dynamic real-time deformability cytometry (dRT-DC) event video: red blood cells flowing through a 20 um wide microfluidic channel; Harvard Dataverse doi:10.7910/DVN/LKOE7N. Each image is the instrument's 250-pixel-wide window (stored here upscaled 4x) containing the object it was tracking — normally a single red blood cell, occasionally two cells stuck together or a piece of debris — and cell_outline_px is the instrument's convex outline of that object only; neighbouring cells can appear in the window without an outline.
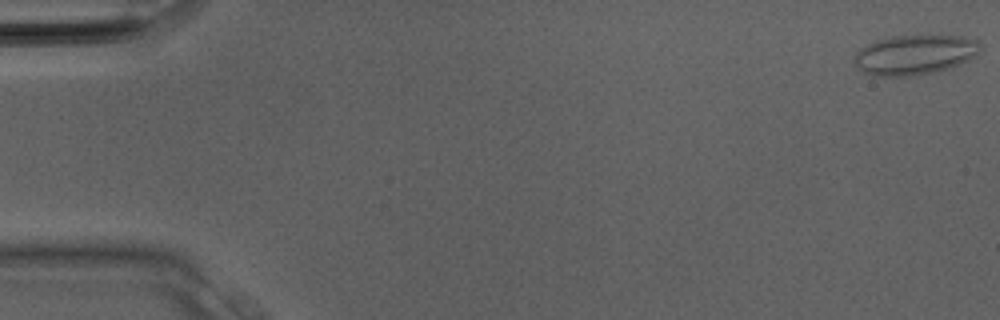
{"species": "Egyptian fruit bat (a non-hibernating species)", "species_latin": "Rousettus aegyptiacus", "temperature_condition": "room temperature", "stored_images_in_passage": 18, "camera_frame_rate_fps": 3000, "um_per_image_px": 0.085, "animal": {"sex": "male"}, "frame": {"image": 1, "passage_image": 1, "time_ms": 0.0, "image_size_px": [1000, 320], "cell_outline_px": [[980, 48], [976, 56], [952, 68], [912, 76], [872, 76], [864, 72], [852, 60], [856, 52], [860, 48], [876, 40], [892, 36], [964, 36], [976, 40], [980, 44]], "centroid_in_image_um": [77.74, 4.66], "position_along_channel_um": 7.3, "area_um2": 29.25}}
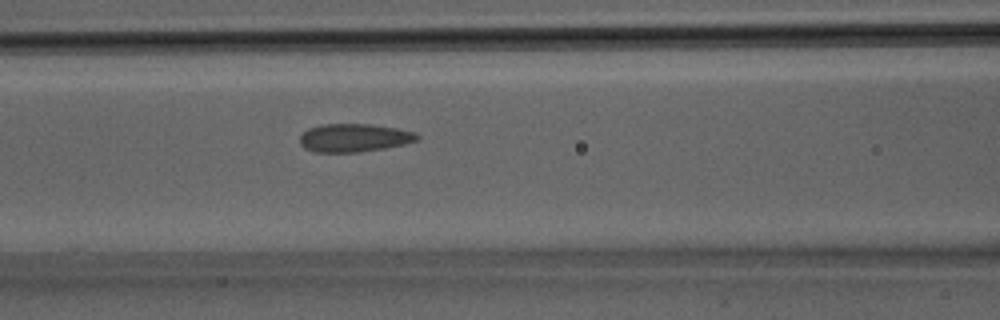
{"frame": {"image": 2, "passage_image": 14, "time_ms": 4.333, "image_size_px": [1000, 320], "cell_outline_px": [[420, 140], [404, 144], [384, 148], [360, 152], [316, 152], [304, 148], [300, 144], [300, 136], [308, 128], [320, 124], [368, 124], [396, 128], [416, 132], [420, 136]], "centroid_in_image_um": [30.11, 11.71], "position_along_channel_um": 136.5, "area_um2": 19.36}}
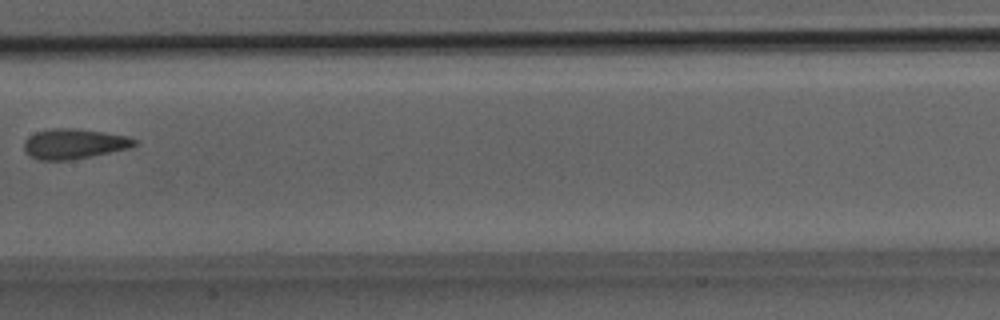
{"frame": {"image": 3, "passage_image": 17, "time_ms": 5.333, "image_size_px": [1000, 320], "cell_outline_px": [[140, 144], [132, 148], [72, 160], [40, 160], [28, 156], [24, 152], [24, 140], [28, 136], [36, 132], [52, 128], [76, 128], [104, 132], [128, 136], [136, 140]], "centroid_in_image_um": [6.31, 12.23], "position_along_channel_um": 201.1, "area_um2": 19.77}}